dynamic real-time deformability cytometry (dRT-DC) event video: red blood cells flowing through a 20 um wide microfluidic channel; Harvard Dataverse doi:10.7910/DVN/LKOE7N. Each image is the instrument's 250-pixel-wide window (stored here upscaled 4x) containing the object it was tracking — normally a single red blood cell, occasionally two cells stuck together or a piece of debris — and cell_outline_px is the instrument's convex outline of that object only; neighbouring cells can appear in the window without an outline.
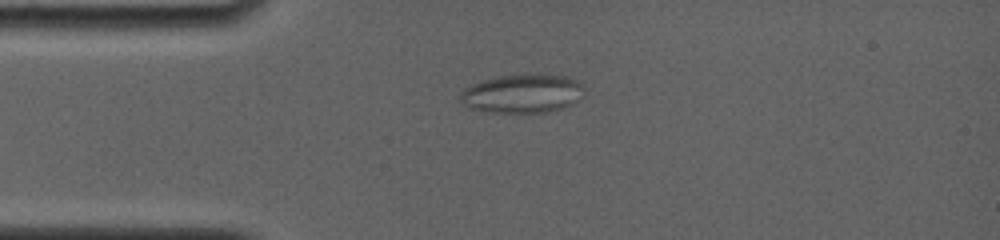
{"species": "common noctule bat (a hibernating species)", "species_latin": "Nyctalus noctula", "temperature_condition": "room temperature", "stored_images_in_passage": 60, "camera_frame_rate_fps": 4000, "um_per_image_px": 0.085, "animal": {"sex": "female", "body_mass_g": 19.0, "forearm_length_mm": 56.7}, "frame": {"image": 1, "passage_image": 10, "time_ms": 3.75, "image_size_px": [1000, 240], "cell_outline_px": [[584, 88], [580, 100], [576, 104], [548, 112], [496, 112], [472, 108], [464, 104], [460, 100], [460, 92], [464, 88], [472, 84], [484, 80], [500, 76], [564, 76], [576, 80]], "centroid_in_image_um": [44.43, 7.98], "position_along_channel_um": 40.6, "area_um2": 27.28}}
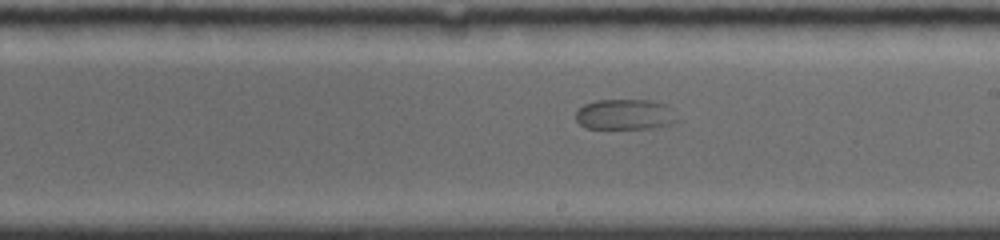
{"frame": {"image": 2, "passage_image": 31, "time_ms": 9.5, "image_size_px": [1000, 240], "cell_outline_px": [[676, 120], [668, 124], [652, 128], [584, 128], [576, 120], [576, 112], [584, 104], [596, 100], [652, 100], [664, 104]], "centroid_in_image_um": [53.02, 9.72], "position_along_channel_um": 236.0, "area_um2": 17.57}}
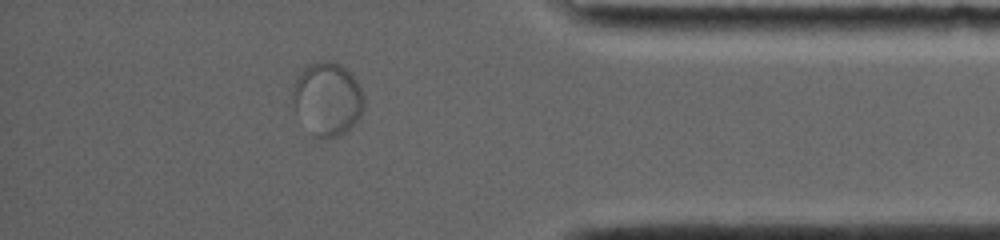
{"frame": {"image": 3, "passage_image": 54, "time_ms": 14.5, "image_size_px": [1000, 240], "cell_outline_px": [[364, 108], [360, 116], [340, 136], [324, 140], [320, 140], [312, 136], [296, 108], [292, 96], [292, 92], [296, 80], [300, 72], [308, 64], [324, 60], [328, 60], [340, 64], [356, 80], [364, 96]], "centroid_in_image_um": [27.84, 8.42], "position_along_channel_um": 407.4, "area_um2": 30.17}}